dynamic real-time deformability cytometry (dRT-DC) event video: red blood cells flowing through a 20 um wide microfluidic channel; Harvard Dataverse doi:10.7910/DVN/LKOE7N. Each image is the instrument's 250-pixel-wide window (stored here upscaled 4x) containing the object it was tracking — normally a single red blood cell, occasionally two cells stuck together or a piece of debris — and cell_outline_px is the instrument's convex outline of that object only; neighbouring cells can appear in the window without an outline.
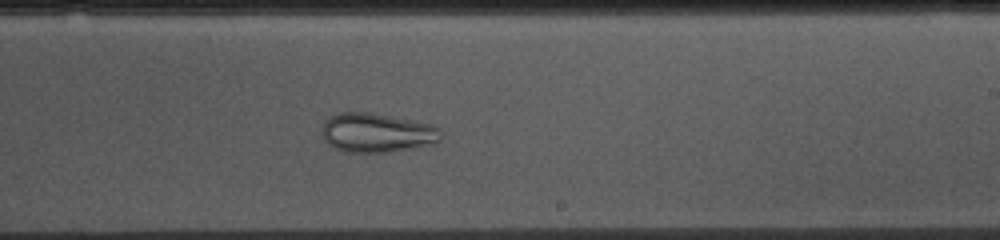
{"species": "common noctule bat (a hibernating species)", "species_latin": "Nyctalus noctula", "temperature_condition": "cold", "stored_images_in_passage": 54, "camera_frame_rate_fps": 3000, "um_per_image_px": 0.085, "animal": {"sex": "female", "body_mass_g": 10.0, "forearm_length_mm": 53.1}, "frame": {"image": 1, "passage_image": 31, "time_ms": 10.0, "image_size_px": [1000, 240], "cell_outline_px": [[440, 140], [436, 144], [384, 152], [344, 152], [332, 148], [324, 140], [320, 128], [324, 120], [328, 116], [336, 112], [368, 112], [412, 120], [432, 124], [440, 128]], "centroid_in_image_um": [31.97, 11.27], "position_along_channel_um": 257.0, "area_um2": 27.57}}
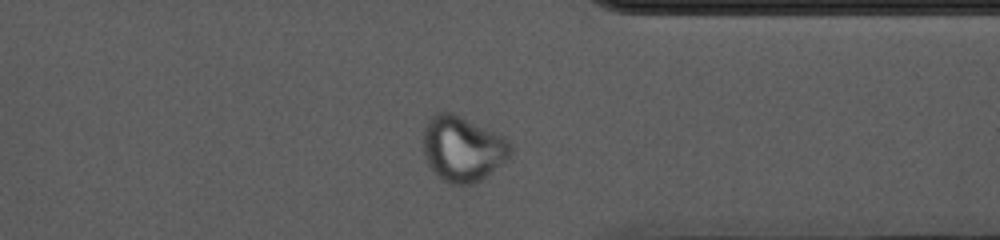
{"frame": {"image": 2, "passage_image": 41, "time_ms": 13.333, "image_size_px": [1000, 240], "cell_outline_px": [[512, 152], [508, 156], [476, 184], [452, 184], [440, 180], [436, 176], [428, 164], [424, 156], [424, 128], [428, 120], [436, 112], [452, 112], [504, 136], [512, 144]], "centroid_in_image_um": [39.29, 12.64], "position_along_channel_um": 372.1, "area_um2": 33.12}}
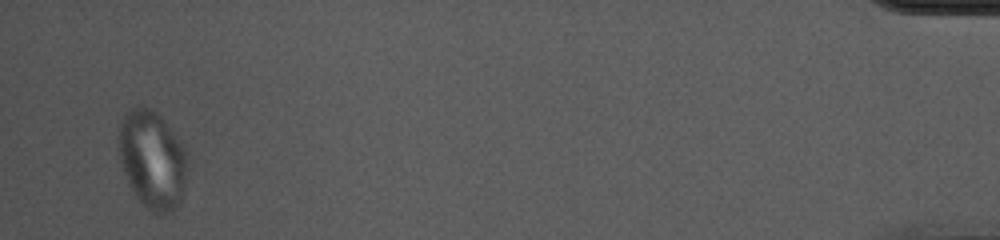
{"frame": {"image": 3, "passage_image": 52, "time_ms": 17.0, "image_size_px": [1000, 240], "cell_outline_px": [[188, 152], [184, 184], [180, 200], [172, 212], [152, 212], [136, 196], [124, 172], [120, 160], [120, 124], [124, 116], [132, 108], [152, 108], [164, 120]], "centroid_in_image_um": [12.97, 13.56], "position_along_channel_um": 422.2, "area_um2": 38.26}}